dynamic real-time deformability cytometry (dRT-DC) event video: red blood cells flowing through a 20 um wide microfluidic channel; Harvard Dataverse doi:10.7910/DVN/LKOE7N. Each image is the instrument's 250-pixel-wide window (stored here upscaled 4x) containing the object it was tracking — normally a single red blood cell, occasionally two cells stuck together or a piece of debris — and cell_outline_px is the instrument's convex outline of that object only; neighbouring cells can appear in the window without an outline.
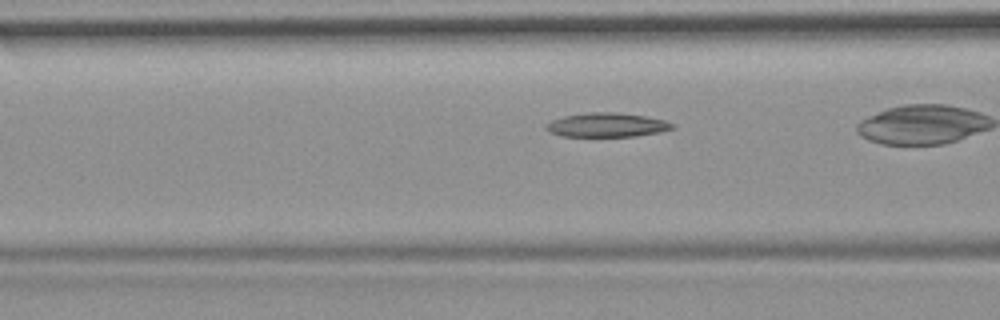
{"species": "common noctule bat (a hibernating species)", "species_latin": "Nyctalus noctula", "temperature_condition": "room temperature", "stored_images_in_passage": 30, "camera_frame_rate_fps": 3000, "um_per_image_px": 0.085, "animal": {"sex": "female", "body_mass_g": 19.9}, "frame": {"image": 1, "passage_image": 9, "time_ms": 2.667, "image_size_px": [1000, 320], "cell_outline_px": [[676, 128], [660, 132], [636, 136], [560, 136], [548, 132], [544, 128], [544, 124], [552, 120], [564, 116], [588, 112], [616, 112], [644, 116], [664, 120], [676, 124]], "centroid_in_image_um": [51.57, 10.62], "position_along_channel_um": 115.0, "area_um2": 17.92}}